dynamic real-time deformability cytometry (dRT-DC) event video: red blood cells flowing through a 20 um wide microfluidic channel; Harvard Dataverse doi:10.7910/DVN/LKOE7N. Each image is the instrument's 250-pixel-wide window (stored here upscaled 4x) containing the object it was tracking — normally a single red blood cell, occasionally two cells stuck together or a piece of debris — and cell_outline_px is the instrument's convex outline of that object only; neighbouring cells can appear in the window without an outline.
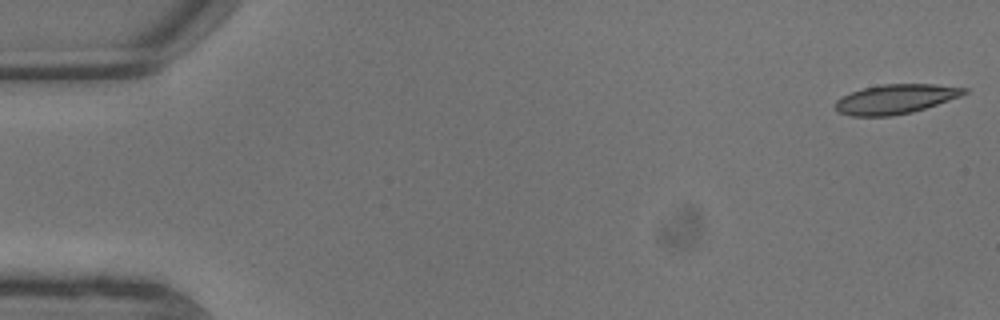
{"species": "common noctule bat (a hibernating species)", "species_latin": "Nyctalus noctula", "temperature_condition": "warm", "stored_images_in_passage": 6, "camera_frame_rate_fps": 3000, "um_per_image_px": 0.085, "animal": {"sex": "male", "body_mass_g": 13.3}, "frame": {"image": 1, "passage_image": 1, "time_ms": 0.0, "image_size_px": [1000, 320], "cell_outline_px": [[968, 92], [960, 96], [912, 112], [892, 116], [852, 116], [836, 112], [836, 100], [840, 96], [864, 88], [880, 84], [936, 84], [968, 88]], "centroid_in_image_um": [76.09, 8.42], "position_along_channel_um": 8.9, "area_um2": 22.08}}